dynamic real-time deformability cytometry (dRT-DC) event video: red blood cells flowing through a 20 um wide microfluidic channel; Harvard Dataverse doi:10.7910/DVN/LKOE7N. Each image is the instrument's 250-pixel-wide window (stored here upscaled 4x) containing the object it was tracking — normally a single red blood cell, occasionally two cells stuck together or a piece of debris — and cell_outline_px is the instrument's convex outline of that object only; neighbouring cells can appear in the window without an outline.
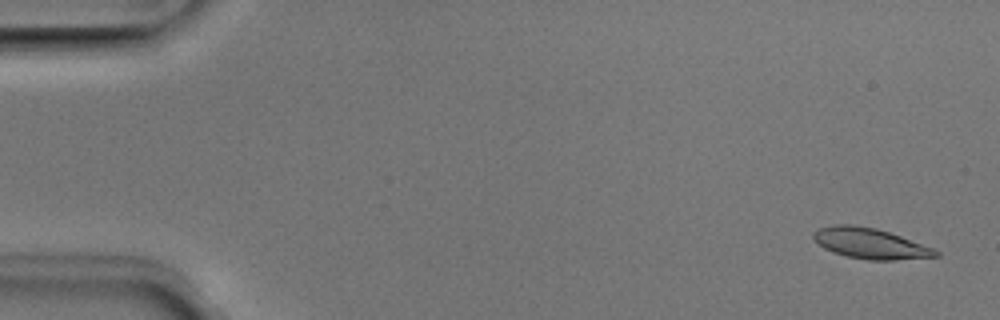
{"species": "Egyptian fruit bat (a non-hibernating species)", "species_latin": "Rousettus aegyptiacus", "temperature_condition": "room temperature", "stored_images_in_passage": 51, "camera_frame_rate_fps": 3000, "um_per_image_px": 0.085, "animal": {"sex": "male"}, "frame": {"image": 1, "passage_image": 2, "time_ms": 0.333, "image_size_px": [1000, 320], "cell_outline_px": [[940, 256], [892, 260], [868, 260], [848, 256], [832, 252], [824, 248], [812, 236], [812, 232], [820, 228], [832, 224], [852, 224], [876, 228], [900, 236], [932, 248], [940, 252]], "centroid_in_image_um": [73.94, 20.68], "position_along_channel_um": 11.1, "area_um2": 21.56}}
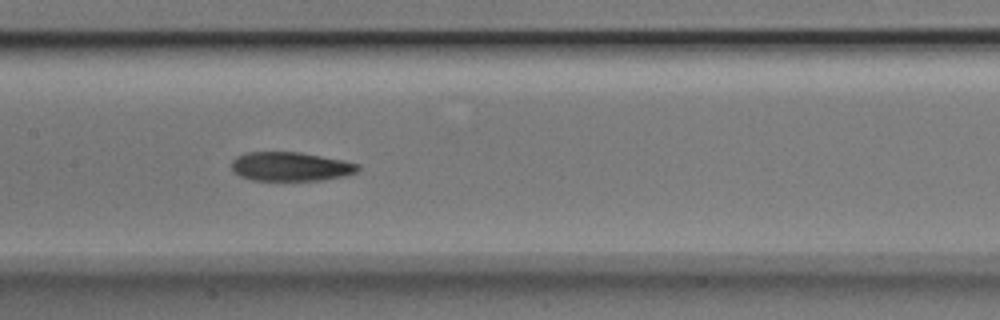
{"frame": {"image": 2, "passage_image": 25, "time_ms": 8.0, "image_size_px": [1000, 320], "cell_outline_px": [[360, 168], [356, 172], [344, 176], [320, 180], [252, 180], [240, 176], [232, 172], [232, 160], [236, 156], [244, 152], [300, 152], [344, 160], [360, 164]], "centroid_in_image_um": [24.68, 14.15], "position_along_channel_um": 182.7, "area_um2": 21.5}}
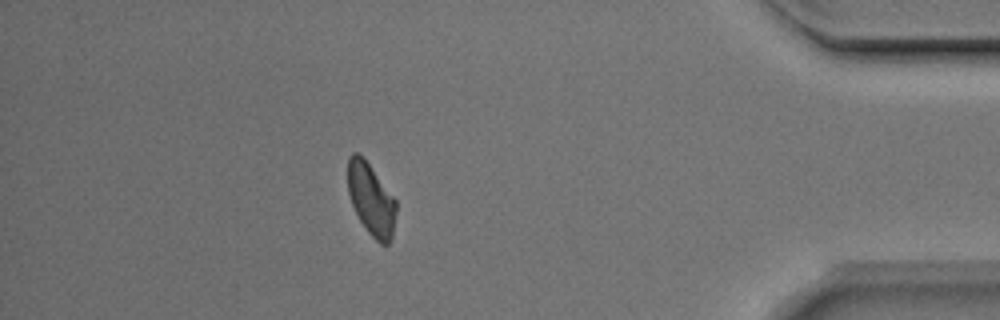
{"frame": {"image": 3, "passage_image": 45, "time_ms": 14.667, "image_size_px": [1000, 320], "cell_outline_px": [[396, 212], [392, 236], [388, 244], [380, 244], [368, 232], [360, 220], [352, 204], [348, 192], [348, 156], [352, 152], [356, 152], [368, 164], [396, 200]], "centroid_in_image_um": [31.54, 16.96], "position_along_channel_um": 403.7, "area_um2": 19.83}, "authors_computed_cell_mechanics": {"area_um2": 21.6172, "velocity_mm_per_s": 3.9559, "shape_relaxation_time_tau1_ms": 9.6601, "shape_relaxation_time_tau2_ms": 4.1862, "deformation_change_tau1": 0.2221, "deformation_change_tau2": 0.1082}}